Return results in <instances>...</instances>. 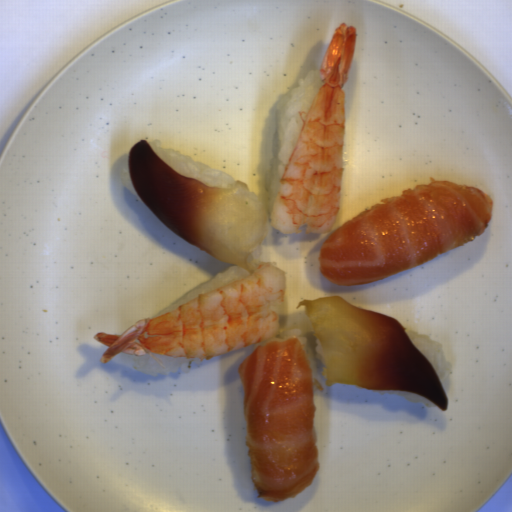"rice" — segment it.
<instances>
[{
	"label": "rice",
	"mask_w": 512,
	"mask_h": 512,
	"mask_svg": "<svg viewBox=\"0 0 512 512\" xmlns=\"http://www.w3.org/2000/svg\"><path fill=\"white\" fill-rule=\"evenodd\" d=\"M320 72L321 70L317 69L309 71L304 78H300L297 87H293L282 96L276 106L279 136L277 171L280 181L305 124L300 112L308 113L323 83Z\"/></svg>",
	"instance_id": "652b925c"
},
{
	"label": "rice",
	"mask_w": 512,
	"mask_h": 512,
	"mask_svg": "<svg viewBox=\"0 0 512 512\" xmlns=\"http://www.w3.org/2000/svg\"><path fill=\"white\" fill-rule=\"evenodd\" d=\"M149 145L156 155L179 175L193 178L209 188L231 189L236 182L235 178L225 171L195 162L190 156L177 150L163 148L162 140L155 139Z\"/></svg>",
	"instance_id": "023b6e5f"
},
{
	"label": "rice",
	"mask_w": 512,
	"mask_h": 512,
	"mask_svg": "<svg viewBox=\"0 0 512 512\" xmlns=\"http://www.w3.org/2000/svg\"><path fill=\"white\" fill-rule=\"evenodd\" d=\"M201 360L179 356H165L156 353L142 355H124L120 353L112 357L114 364L153 377L176 371H186L189 366L197 365Z\"/></svg>",
	"instance_id": "8eca5e8b"
},
{
	"label": "rice",
	"mask_w": 512,
	"mask_h": 512,
	"mask_svg": "<svg viewBox=\"0 0 512 512\" xmlns=\"http://www.w3.org/2000/svg\"><path fill=\"white\" fill-rule=\"evenodd\" d=\"M412 344L427 359L438 378H444L452 372L450 361L445 355L444 349L440 342L433 341L430 336L418 333L408 326H401Z\"/></svg>",
	"instance_id": "acb35da6"
},
{
	"label": "rice",
	"mask_w": 512,
	"mask_h": 512,
	"mask_svg": "<svg viewBox=\"0 0 512 512\" xmlns=\"http://www.w3.org/2000/svg\"><path fill=\"white\" fill-rule=\"evenodd\" d=\"M249 275H251V274L248 273L242 267L233 265V266L225 269L224 271L217 273L213 278H211L210 280H208L207 282H205L198 288L194 289L190 293L186 294L185 296L181 297L180 299H178L177 301H175L174 303L169 305L167 308H165L164 310L159 312L157 314V316L165 314V313L171 311L172 309L195 299L199 294H203V293L233 284L239 280H242V279L248 277Z\"/></svg>",
	"instance_id": "b023fe2a"
},
{
	"label": "rice",
	"mask_w": 512,
	"mask_h": 512,
	"mask_svg": "<svg viewBox=\"0 0 512 512\" xmlns=\"http://www.w3.org/2000/svg\"><path fill=\"white\" fill-rule=\"evenodd\" d=\"M289 337H296L300 340V342L303 344V346L305 347L306 349V346H307V342H308V339L306 336L302 335L300 330L299 329H289V330H285V331H282V332H277L276 335H274L273 337H270L268 339H265L263 341H260V342H257V343H254V344H251L254 351L257 347L259 346H263L264 344H266L267 342L269 341H280V340H285Z\"/></svg>",
	"instance_id": "e3fd555f"
},
{
	"label": "rice",
	"mask_w": 512,
	"mask_h": 512,
	"mask_svg": "<svg viewBox=\"0 0 512 512\" xmlns=\"http://www.w3.org/2000/svg\"><path fill=\"white\" fill-rule=\"evenodd\" d=\"M377 390V389H376ZM379 393L382 394H393L398 396H404L406 399H408L411 403H422L424 406L434 407L436 405L432 404L422 396L407 392V391H386V390H377Z\"/></svg>",
	"instance_id": "a3056103"
},
{
	"label": "rice",
	"mask_w": 512,
	"mask_h": 512,
	"mask_svg": "<svg viewBox=\"0 0 512 512\" xmlns=\"http://www.w3.org/2000/svg\"><path fill=\"white\" fill-rule=\"evenodd\" d=\"M120 177H121V181L122 183L124 184V186L134 195L136 196L137 198L140 199V197L138 196L133 184H132V180H131V175H130V169H129V162L124 166V168L122 169L121 173H120ZM141 200V199H140Z\"/></svg>",
	"instance_id": "f2f60c81"
},
{
	"label": "rice",
	"mask_w": 512,
	"mask_h": 512,
	"mask_svg": "<svg viewBox=\"0 0 512 512\" xmlns=\"http://www.w3.org/2000/svg\"><path fill=\"white\" fill-rule=\"evenodd\" d=\"M314 355H315L317 360H320V361L324 362L321 341L317 337H316V339L314 341Z\"/></svg>",
	"instance_id": "0b520998"
},
{
	"label": "rice",
	"mask_w": 512,
	"mask_h": 512,
	"mask_svg": "<svg viewBox=\"0 0 512 512\" xmlns=\"http://www.w3.org/2000/svg\"><path fill=\"white\" fill-rule=\"evenodd\" d=\"M249 269L252 271H256L262 264L267 263L266 261H255V262H246Z\"/></svg>",
	"instance_id": "e7b20468"
}]
</instances>
